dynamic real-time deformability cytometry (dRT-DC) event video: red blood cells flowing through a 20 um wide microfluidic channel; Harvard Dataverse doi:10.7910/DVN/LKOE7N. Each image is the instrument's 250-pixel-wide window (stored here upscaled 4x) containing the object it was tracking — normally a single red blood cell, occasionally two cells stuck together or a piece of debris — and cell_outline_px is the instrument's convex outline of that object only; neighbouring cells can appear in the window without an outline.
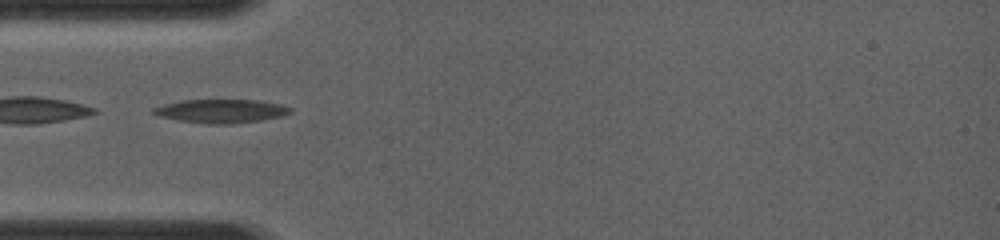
{"species": "common noctule bat (a hibernating species)", "species_latin": "Nyctalus noctula", "temperature_condition": "room temperature", "stored_images_in_passage": 3, "camera_frame_rate_fps": 4000, "um_per_image_px": 0.085, "animal": {"sex": "female", "body_mass_g": 19.0, "forearm_length_mm": 56.7}, "frame": {"image": 1, "passage_image": 1, "time_ms": 0.0, "image_size_px": [1000, 240], "cell_outline_px": [[292, 112], [280, 116], [260, 120], [232, 124], [208, 124], [176, 120], [160, 116], [152, 112], [152, 108], [164, 104], [180, 100], [260, 100], [280, 104], [292, 108]], "centroid_in_image_um": [18.78, 9.44], "position_along_channel_um": 66.2, "area_um2": 18.84}}